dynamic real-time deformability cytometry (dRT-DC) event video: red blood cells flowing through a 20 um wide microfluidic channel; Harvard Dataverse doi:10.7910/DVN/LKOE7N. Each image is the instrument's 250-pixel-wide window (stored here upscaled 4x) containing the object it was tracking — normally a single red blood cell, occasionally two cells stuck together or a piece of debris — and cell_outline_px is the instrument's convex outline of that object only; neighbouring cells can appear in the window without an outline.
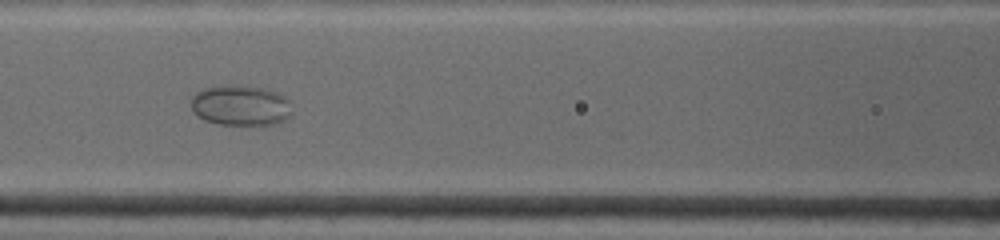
{"species": "common noctule bat (a hibernating species)", "species_latin": "Nyctalus noctula", "temperature_condition": "warm", "stored_images_in_passage": 8, "camera_frame_rate_fps": 4500, "um_per_image_px": 0.085, "animal": {"sex": "female", "body_mass_g": 19.0, "forearm_length_mm": 53.3}, "frame": {"image": 1, "passage_image": 6, "time_ms": 3.778, "image_size_px": [1000, 240], "cell_outline_px": [[292, 116], [276, 124], [216, 124], [204, 120], [196, 116], [192, 112], [192, 96], [196, 92], [204, 88], [228, 84], [264, 88], [276, 92], [284, 96], [288, 100], [292, 112]], "centroid_in_image_um": [20.44, 8.96], "position_along_channel_um": 146.2, "area_um2": 23.99}}
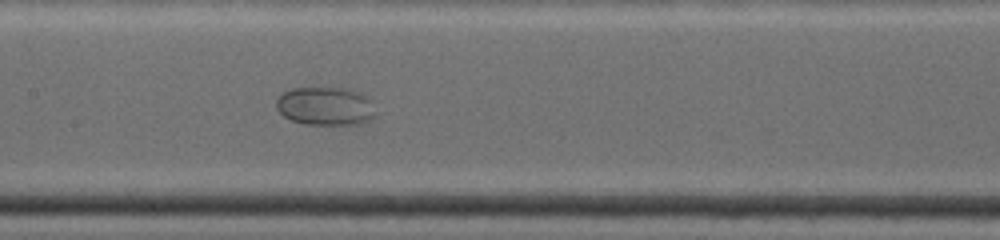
{"frame": {"image": 2, "passage_image": 8, "time_ms": 4.667, "image_size_px": [1000, 240], "cell_outline_px": [[376, 116], [368, 120], [356, 124], [304, 124], [292, 120], [284, 116], [276, 108], [276, 100], [284, 92], [292, 88], [352, 88], [368, 96], [372, 100]], "centroid_in_image_um": [27.7, 9.01], "position_along_channel_um": 179.7, "area_um2": 22.37}}